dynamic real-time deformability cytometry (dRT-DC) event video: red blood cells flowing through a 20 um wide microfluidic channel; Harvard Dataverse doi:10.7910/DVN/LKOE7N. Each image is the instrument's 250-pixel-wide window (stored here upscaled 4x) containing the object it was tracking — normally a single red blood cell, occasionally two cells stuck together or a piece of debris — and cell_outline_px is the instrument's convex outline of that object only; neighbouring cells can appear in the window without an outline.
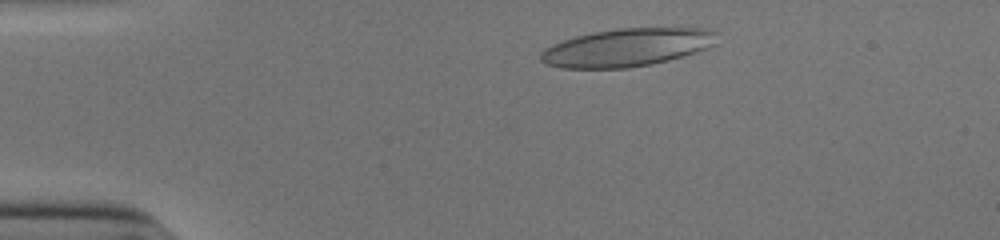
{"species": "human", "species_latin": "Homo sapiens", "temperature_condition": "cold", "stored_images_in_passage": 37, "camera_frame_rate_fps": 3000, "um_per_image_px": 0.085, "donor": {"sex": "male"}, "frame": {"image": 1, "passage_image": 5, "time_ms": 1.333, "image_size_px": [1000, 240], "cell_outline_px": [[720, 32], [716, 44], [708, 48], [696, 52], [668, 60], [652, 64], [628, 68], [560, 68], [548, 64], [540, 60], [540, 52], [544, 48], [552, 44], [576, 36], [592, 32], [620, 28], [708, 28]], "centroid_in_image_um": [53.34, 4.03], "position_along_channel_um": 31.7, "area_um2": 39.3}}
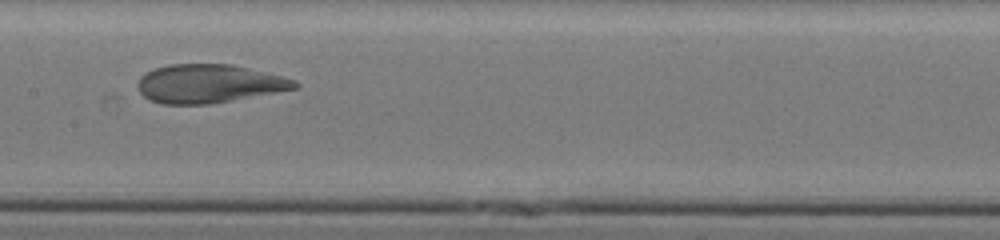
{"frame": {"image": 2, "passage_image": 22, "time_ms": 7.0, "image_size_px": [1000, 240], "cell_outline_px": [[300, 84], [296, 88], [208, 104], [164, 104], [148, 100], [140, 92], [136, 84], [140, 76], [156, 68], [168, 64], [232, 64], [296, 80]], "centroid_in_image_um": [17.7, 7.11], "position_along_channel_um": 189.7, "area_um2": 34.85}}
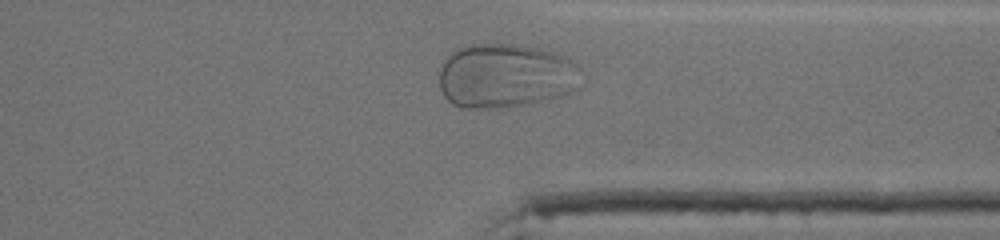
{"frame": {"image": 3, "passage_image": 36, "time_ms": 11.667, "image_size_px": [1000, 240], "cell_outline_px": [[584, 84], [580, 88], [572, 92], [560, 96], [544, 100], [524, 104], [500, 108], [460, 108], [452, 104], [444, 96], [440, 88], [440, 68], [444, 60], [448, 56], [460, 48], [472, 44], [508, 44], [532, 48], [564, 56], [576, 64], [584, 72]], "centroid_in_image_um": [43.02, 6.47], "position_along_channel_um": 368.4, "area_um2": 53.47}}